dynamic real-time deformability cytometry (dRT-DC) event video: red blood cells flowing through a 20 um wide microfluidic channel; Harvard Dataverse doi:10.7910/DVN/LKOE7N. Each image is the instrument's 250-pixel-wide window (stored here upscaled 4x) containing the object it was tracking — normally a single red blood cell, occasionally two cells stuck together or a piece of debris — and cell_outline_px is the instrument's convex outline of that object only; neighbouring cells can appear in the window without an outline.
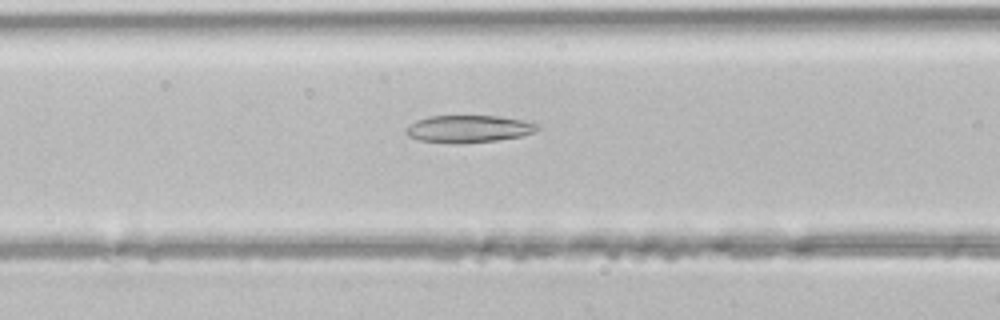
{"species": "common noctule bat (a hibernating species)", "species_latin": "Nyctalus noctula", "temperature_condition": "room temperature", "stored_images_in_passage": 35, "camera_frame_rate_fps": 3000, "um_per_image_px": 0.085, "animal": {"sex": "male", "body_mass_g": 21.5, "forearm_length_mm": 52.0}, "frame": {"image": 1, "passage_image": 8, "time_ms": 2.333, "image_size_px": [1000, 320], "cell_outline_px": [[540, 128], [524, 136], [496, 140], [460, 144], [452, 144], [420, 140], [408, 136], [404, 132], [404, 128], [416, 120], [428, 116], [500, 116], [520, 120], [536, 124]], "centroid_in_image_um": [39.76, 10.96], "position_along_channel_um": 126.8, "area_um2": 20.98}}
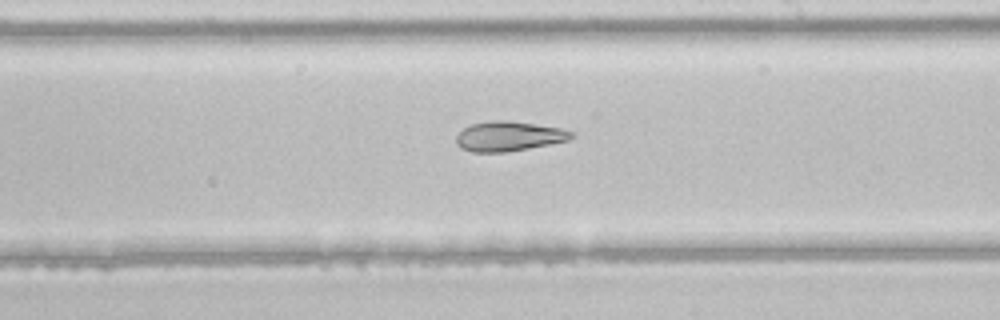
{"frame": {"image": 2, "passage_image": 16, "time_ms": 5.0, "image_size_px": [1000, 320], "cell_outline_px": [[576, 136], [568, 140], [528, 148], [504, 152], [472, 152], [460, 148], [456, 144], [456, 136], [464, 128], [472, 124], [492, 120], [508, 120], [560, 128], [572, 132]], "centroid_in_image_um": [43.22, 11.58], "position_along_channel_um": 245.8, "area_um2": 19.83}}
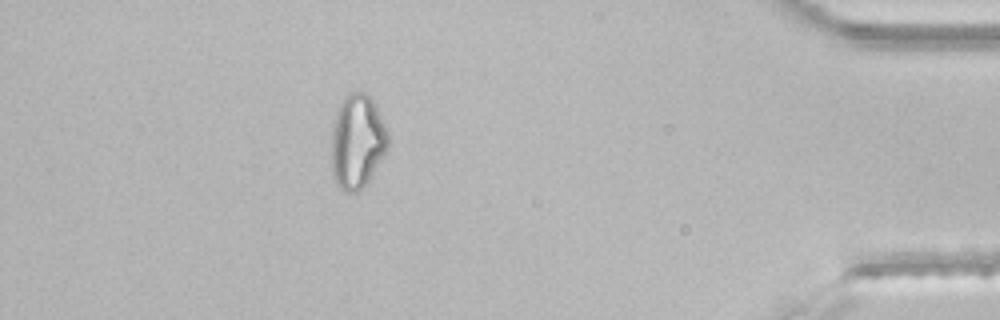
{"frame": {"image": 3, "passage_image": 30, "time_ms": 9.667, "image_size_px": [1000, 320], "cell_outline_px": [[388, 148], [368, 180], [356, 192], [348, 192], [340, 188], [332, 176], [332, 124], [340, 100], [344, 96], [352, 92], [364, 92], [372, 100], [388, 128]], "centroid_in_image_um": [30.35, 11.99], "position_along_channel_um": 404.8, "area_um2": 30.98}}